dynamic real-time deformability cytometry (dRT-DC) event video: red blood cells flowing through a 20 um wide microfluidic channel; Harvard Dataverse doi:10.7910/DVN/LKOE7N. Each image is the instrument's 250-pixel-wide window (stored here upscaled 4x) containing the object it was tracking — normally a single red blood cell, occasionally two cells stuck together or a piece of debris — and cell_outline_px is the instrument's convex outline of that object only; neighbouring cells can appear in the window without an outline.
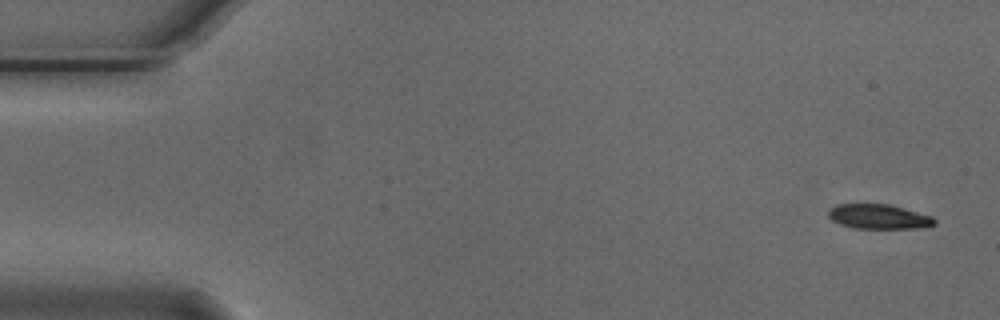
{"species": "Egyptian fruit bat (a non-hibernating species)", "species_latin": "Rousettus aegyptiacus", "temperature_condition": "cold", "stored_images_in_passage": 4, "camera_frame_rate_fps": 3000, "um_per_image_px": 0.085, "animal": {"sex": "male"}, "frame": {"image": 1, "passage_image": 1, "time_ms": 0.0, "image_size_px": [1000, 320], "cell_outline_px": [[936, 224], [928, 228], [856, 228], [840, 224], [832, 220], [828, 216], [828, 208], [836, 204], [888, 204], [904, 208], [932, 216], [936, 220]], "centroid_in_image_um": [74.71, 18.41], "position_along_channel_um": 10.3, "area_um2": 15.37}}
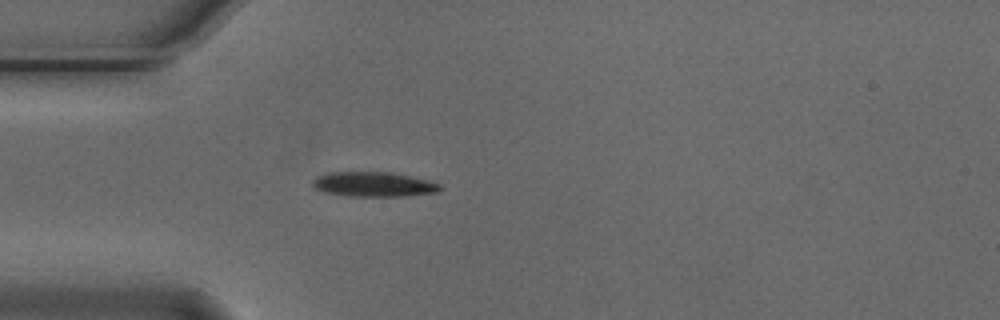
{"frame": {"image": 2, "passage_image": 4, "time_ms": 1.0, "image_size_px": [1000, 320], "cell_outline_px": [[440, 192], [408, 196], [348, 196], [324, 192], [316, 188], [312, 184], [312, 180], [316, 176], [328, 172], [388, 172], [408, 176], [440, 184]], "centroid_in_image_um": [31.72, 15.67], "position_along_channel_um": 53.3, "area_um2": 18.26}}